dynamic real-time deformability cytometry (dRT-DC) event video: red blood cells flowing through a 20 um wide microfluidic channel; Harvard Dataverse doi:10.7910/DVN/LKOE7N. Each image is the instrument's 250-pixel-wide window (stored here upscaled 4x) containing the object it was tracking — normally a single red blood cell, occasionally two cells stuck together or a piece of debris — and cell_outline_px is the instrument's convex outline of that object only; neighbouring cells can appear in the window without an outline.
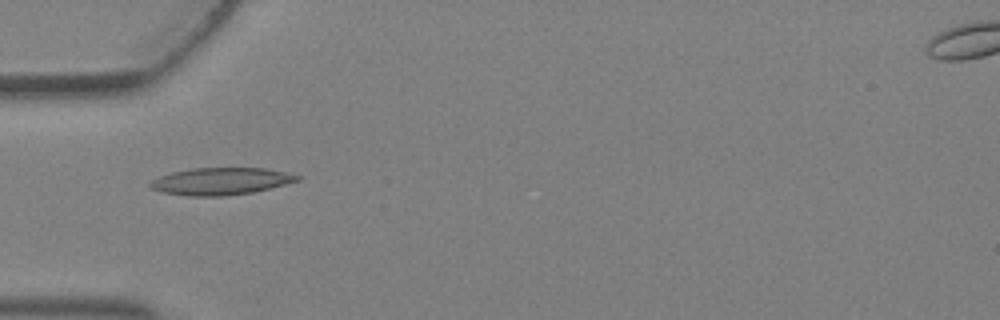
{"species": "Egyptian fruit bat (a non-hibernating species)", "species_latin": "Rousettus aegyptiacus", "temperature_condition": "warm", "stored_images_in_passage": 4, "camera_frame_rate_fps": 3000, "um_per_image_px": 0.085, "animal": {"sex": "female"}, "frame": {"image": 1, "passage_image": 4, "time_ms": 1.0, "image_size_px": [1000, 320], "cell_outline_px": [[304, 176], [300, 180], [252, 192], [224, 196], [188, 196], [160, 192], [152, 188], [148, 184], [152, 180], [160, 176], [172, 172], [192, 168], [264, 168]], "centroid_in_image_um": [18.75, 15.4], "position_along_channel_um": 66.2, "area_um2": 23.18}}